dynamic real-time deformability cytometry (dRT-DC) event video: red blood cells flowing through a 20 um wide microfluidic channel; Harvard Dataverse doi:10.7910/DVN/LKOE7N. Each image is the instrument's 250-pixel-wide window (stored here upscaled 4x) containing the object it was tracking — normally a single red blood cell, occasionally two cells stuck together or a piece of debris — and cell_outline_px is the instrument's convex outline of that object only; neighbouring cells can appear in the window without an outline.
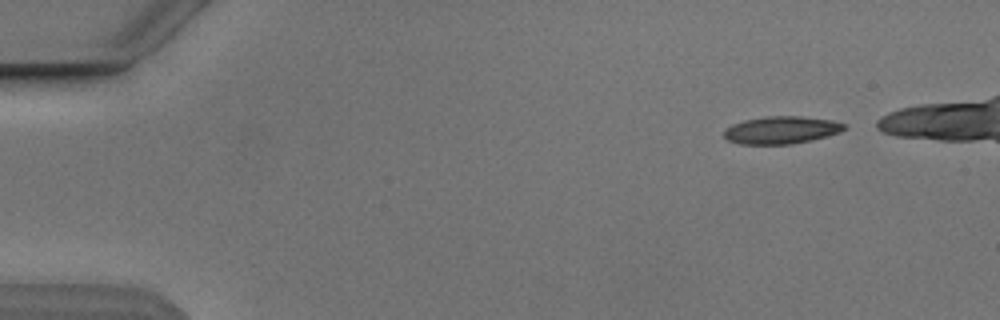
{"species": "Egyptian fruit bat (a non-hibernating species)", "species_latin": "Rousettus aegyptiacus", "temperature_condition": "cold", "stored_images_in_passage": 4, "camera_frame_rate_fps": 3000, "um_per_image_px": 0.085, "animal": {"sex": "male"}, "frame": {"image": 1, "passage_image": 1, "time_ms": 0.0, "image_size_px": [1000, 320], "cell_outline_px": [[844, 128], [840, 132], [792, 144], [740, 144], [728, 140], [724, 136], [724, 128], [732, 124], [744, 120], [764, 116], [800, 116], [832, 120], [844, 124]], "centroid_in_image_um": [66.34, 11.04], "position_along_channel_um": 18.7, "area_um2": 19.07}}